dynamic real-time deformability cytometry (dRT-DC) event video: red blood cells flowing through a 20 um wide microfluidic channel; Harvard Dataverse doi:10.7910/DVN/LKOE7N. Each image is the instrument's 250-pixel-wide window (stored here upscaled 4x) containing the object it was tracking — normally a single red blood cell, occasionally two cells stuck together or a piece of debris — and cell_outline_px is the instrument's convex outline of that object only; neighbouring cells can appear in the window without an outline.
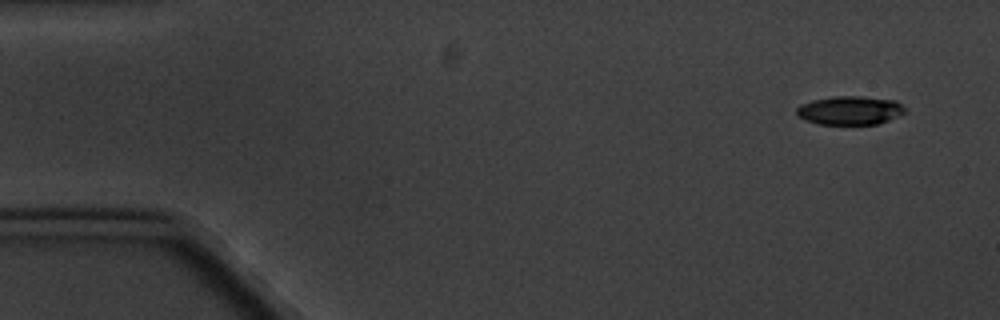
{"species": "common noctule bat (a hibernating species)", "species_latin": "Nyctalus noctula", "temperature_condition": "cold", "stored_images_in_passage": 6, "camera_frame_rate_fps": 3000, "um_per_image_px": 0.085, "animal": {"sex": "male", "body_mass_g": 20.1, "forearm_length_mm": 53.5}, "frame": {"image": 1, "passage_image": 1, "time_ms": 0.0, "image_size_px": [1000, 320], "cell_outline_px": [[904, 112], [888, 120], [876, 124], [820, 124], [804, 120], [796, 112], [796, 108], [800, 104], [812, 100], [832, 96], [860, 96], [896, 100], [904, 108]], "centroid_in_image_um": [72.2, 9.37], "position_along_channel_um": 12.8, "area_um2": 17.98}}
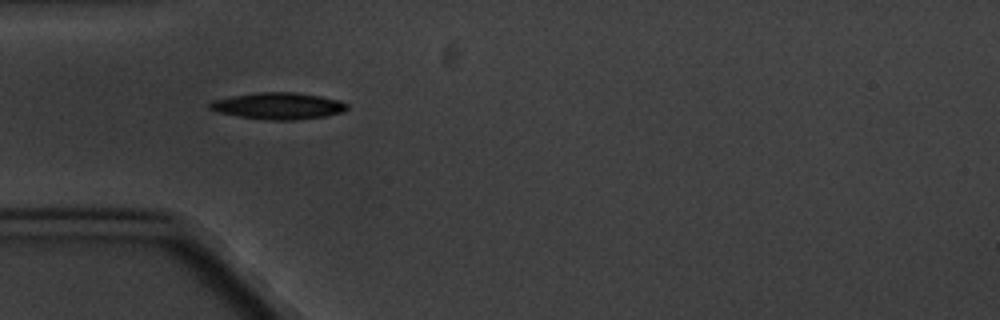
{"frame": {"image": 2, "passage_image": 5, "time_ms": 4.667, "image_size_px": [1000, 320], "cell_outline_px": [[348, 108], [344, 112], [324, 116], [296, 120], [264, 120], [240, 116], [220, 112], [208, 108], [208, 104], [212, 100], [232, 96], [256, 92], [296, 92], [320, 96], [340, 100], [348, 104]], "centroid_in_image_um": [23.67, 9.0], "position_along_channel_um": 61.3, "area_um2": 21.39}}